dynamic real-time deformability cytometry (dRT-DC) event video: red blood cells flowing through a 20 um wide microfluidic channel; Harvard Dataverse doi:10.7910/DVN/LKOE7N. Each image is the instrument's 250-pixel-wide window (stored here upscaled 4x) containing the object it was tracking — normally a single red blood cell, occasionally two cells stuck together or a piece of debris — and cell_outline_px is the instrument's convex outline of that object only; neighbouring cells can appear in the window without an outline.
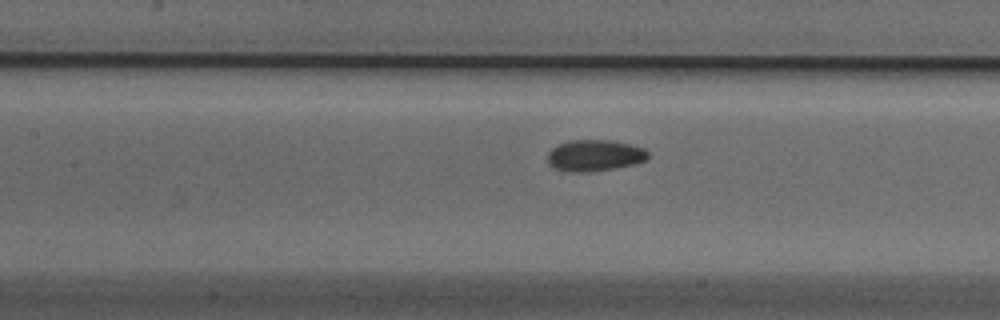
{"species": "Egyptian fruit bat (a non-hibernating species)", "species_latin": "Rousettus aegyptiacus", "temperature_condition": "cold", "stored_images_in_passage": 33, "camera_frame_rate_fps": 3000, "um_per_image_px": 0.085, "animal": {"sex": "male"}, "frame": {"image": 1, "passage_image": 10, "time_ms": 3.0, "image_size_px": [1000, 320], "cell_outline_px": [[648, 156], [644, 160], [632, 164], [612, 168], [588, 172], [572, 172], [552, 168], [548, 164], [548, 152], [552, 148], [568, 140], [608, 140], [632, 144], [644, 148], [648, 152]], "centroid_in_image_um": [50.5, 13.21], "position_along_channel_um": 156.9, "area_um2": 18.26}}
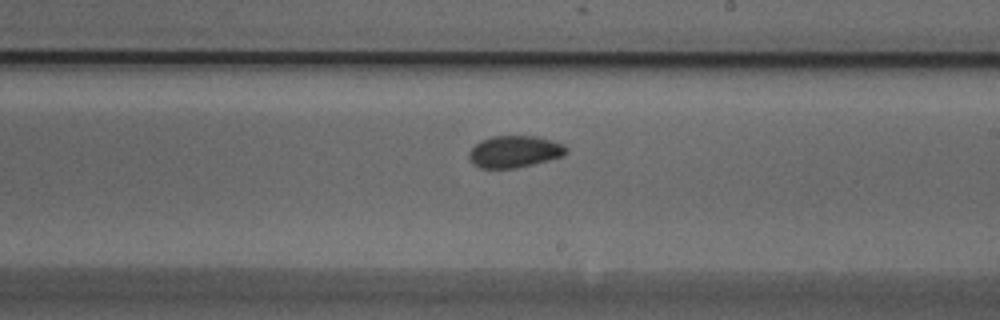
{"frame": {"image": 2, "passage_image": 17, "time_ms": 5.333, "image_size_px": [1000, 320], "cell_outline_px": [[568, 152], [564, 156], [516, 168], [480, 168], [472, 164], [468, 156], [468, 152], [480, 140], [492, 136], [536, 136], [552, 140], [564, 144], [568, 148]], "centroid_in_image_um": [43.74, 12.88], "position_along_channel_um": 245.3, "area_um2": 18.21}}
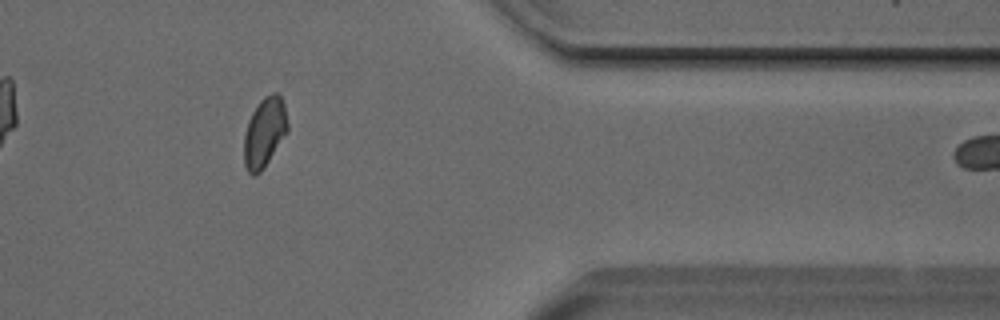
{"frame": {"image": 3, "passage_image": 30, "time_ms": 9.667, "image_size_px": [1000, 320], "cell_outline_px": [[288, 132], [260, 172], [256, 176], [252, 176], [248, 172], [244, 164], [244, 136], [248, 120], [252, 112], [260, 100], [264, 96], [272, 92], [276, 92], [280, 96], [284, 104], [288, 124]], "centroid_in_image_um": [22.48, 11.24], "position_along_channel_um": 388.9, "area_um2": 17.74}, "authors_computed_cell_mechanics": {"area_um2": 17.9758, "velocity_mm_per_s": 3.7997, "shape_relaxation_time_tau1_ms": 4.4055, "shape_relaxation_time_tau2_ms": 2.3997, "deformation_change_tau1": 0.0828, "deformation_change_tau2": 0.048}}